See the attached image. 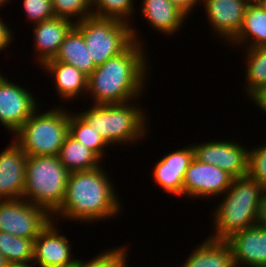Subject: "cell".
<instances>
[{
  "label": "cell",
  "mask_w": 266,
  "mask_h": 267,
  "mask_svg": "<svg viewBox=\"0 0 266 267\" xmlns=\"http://www.w3.org/2000/svg\"><path fill=\"white\" fill-rule=\"evenodd\" d=\"M247 49V50H246ZM246 93L250 99L266 88V46L245 48Z\"/></svg>",
  "instance_id": "cb8c5ba5"
},
{
  "label": "cell",
  "mask_w": 266,
  "mask_h": 267,
  "mask_svg": "<svg viewBox=\"0 0 266 267\" xmlns=\"http://www.w3.org/2000/svg\"><path fill=\"white\" fill-rule=\"evenodd\" d=\"M242 43L245 48L266 46V9L262 3L254 1L248 3L240 31L229 45L236 46Z\"/></svg>",
  "instance_id": "ffe728a7"
},
{
  "label": "cell",
  "mask_w": 266,
  "mask_h": 267,
  "mask_svg": "<svg viewBox=\"0 0 266 267\" xmlns=\"http://www.w3.org/2000/svg\"><path fill=\"white\" fill-rule=\"evenodd\" d=\"M264 189L248 175L234 178L212 215L215 227L210 238L226 241L233 234L256 226Z\"/></svg>",
  "instance_id": "3957f363"
},
{
  "label": "cell",
  "mask_w": 266,
  "mask_h": 267,
  "mask_svg": "<svg viewBox=\"0 0 266 267\" xmlns=\"http://www.w3.org/2000/svg\"><path fill=\"white\" fill-rule=\"evenodd\" d=\"M141 7L142 16L154 30L173 35L183 27V22L188 18L169 0H143ZM182 26V27H181Z\"/></svg>",
  "instance_id": "ac0fdd59"
},
{
  "label": "cell",
  "mask_w": 266,
  "mask_h": 267,
  "mask_svg": "<svg viewBox=\"0 0 266 267\" xmlns=\"http://www.w3.org/2000/svg\"><path fill=\"white\" fill-rule=\"evenodd\" d=\"M249 267H266V265L249 266Z\"/></svg>",
  "instance_id": "ab89813d"
},
{
  "label": "cell",
  "mask_w": 266,
  "mask_h": 267,
  "mask_svg": "<svg viewBox=\"0 0 266 267\" xmlns=\"http://www.w3.org/2000/svg\"><path fill=\"white\" fill-rule=\"evenodd\" d=\"M42 67L54 77L53 83L55 82V89L60 99L70 101L83 92L87 93L88 77L76 67L54 59L47 61Z\"/></svg>",
  "instance_id": "d6986e66"
},
{
  "label": "cell",
  "mask_w": 266,
  "mask_h": 267,
  "mask_svg": "<svg viewBox=\"0 0 266 267\" xmlns=\"http://www.w3.org/2000/svg\"><path fill=\"white\" fill-rule=\"evenodd\" d=\"M142 45V46H141ZM144 45L134 41L124 52L98 65L88 77L87 93L96 105L139 100L149 64ZM90 93V94H89Z\"/></svg>",
  "instance_id": "6da1fadb"
},
{
  "label": "cell",
  "mask_w": 266,
  "mask_h": 267,
  "mask_svg": "<svg viewBox=\"0 0 266 267\" xmlns=\"http://www.w3.org/2000/svg\"><path fill=\"white\" fill-rule=\"evenodd\" d=\"M57 156L69 172L91 170L100 166L102 162L91 149L85 147L69 133Z\"/></svg>",
  "instance_id": "603a6c76"
},
{
  "label": "cell",
  "mask_w": 266,
  "mask_h": 267,
  "mask_svg": "<svg viewBox=\"0 0 266 267\" xmlns=\"http://www.w3.org/2000/svg\"><path fill=\"white\" fill-rule=\"evenodd\" d=\"M55 222L56 220H51L35 238L33 266L35 264L40 267L75 266L77 259H73L70 242L65 235L59 232L54 225Z\"/></svg>",
  "instance_id": "7c38bea8"
},
{
  "label": "cell",
  "mask_w": 266,
  "mask_h": 267,
  "mask_svg": "<svg viewBox=\"0 0 266 267\" xmlns=\"http://www.w3.org/2000/svg\"><path fill=\"white\" fill-rule=\"evenodd\" d=\"M251 1L261 3V2L264 1V0H251Z\"/></svg>",
  "instance_id": "60d3db41"
},
{
  "label": "cell",
  "mask_w": 266,
  "mask_h": 267,
  "mask_svg": "<svg viewBox=\"0 0 266 267\" xmlns=\"http://www.w3.org/2000/svg\"><path fill=\"white\" fill-rule=\"evenodd\" d=\"M248 176L266 187V144L249 149Z\"/></svg>",
  "instance_id": "f546056e"
},
{
  "label": "cell",
  "mask_w": 266,
  "mask_h": 267,
  "mask_svg": "<svg viewBox=\"0 0 266 267\" xmlns=\"http://www.w3.org/2000/svg\"><path fill=\"white\" fill-rule=\"evenodd\" d=\"M92 16L117 19L130 24L136 11L134 0H91Z\"/></svg>",
  "instance_id": "4316f807"
},
{
  "label": "cell",
  "mask_w": 266,
  "mask_h": 267,
  "mask_svg": "<svg viewBox=\"0 0 266 267\" xmlns=\"http://www.w3.org/2000/svg\"><path fill=\"white\" fill-rule=\"evenodd\" d=\"M55 17L70 19L75 23L92 16L91 0H52Z\"/></svg>",
  "instance_id": "f1b7e54d"
},
{
  "label": "cell",
  "mask_w": 266,
  "mask_h": 267,
  "mask_svg": "<svg viewBox=\"0 0 266 267\" xmlns=\"http://www.w3.org/2000/svg\"><path fill=\"white\" fill-rule=\"evenodd\" d=\"M130 103V104H129ZM77 113L93 127L109 145L134 144L147 136V116L143 108L130 102L96 105Z\"/></svg>",
  "instance_id": "277c9868"
},
{
  "label": "cell",
  "mask_w": 266,
  "mask_h": 267,
  "mask_svg": "<svg viewBox=\"0 0 266 267\" xmlns=\"http://www.w3.org/2000/svg\"><path fill=\"white\" fill-rule=\"evenodd\" d=\"M103 168L100 165L91 170L69 172L65 198L52 220L61 216L68 221L91 223L118 215L122 205Z\"/></svg>",
  "instance_id": "7a4b0ae2"
},
{
  "label": "cell",
  "mask_w": 266,
  "mask_h": 267,
  "mask_svg": "<svg viewBox=\"0 0 266 267\" xmlns=\"http://www.w3.org/2000/svg\"><path fill=\"white\" fill-rule=\"evenodd\" d=\"M53 59L76 67L87 77L97 67L89 55L83 35L75 27L66 35Z\"/></svg>",
  "instance_id": "7402d4cb"
},
{
  "label": "cell",
  "mask_w": 266,
  "mask_h": 267,
  "mask_svg": "<svg viewBox=\"0 0 266 267\" xmlns=\"http://www.w3.org/2000/svg\"><path fill=\"white\" fill-rule=\"evenodd\" d=\"M127 247L120 246L110 250H104L89 261L77 259L74 267H129L127 266Z\"/></svg>",
  "instance_id": "83f0119b"
},
{
  "label": "cell",
  "mask_w": 266,
  "mask_h": 267,
  "mask_svg": "<svg viewBox=\"0 0 266 267\" xmlns=\"http://www.w3.org/2000/svg\"><path fill=\"white\" fill-rule=\"evenodd\" d=\"M251 0H201L208 23L215 34L230 42L240 31L245 10Z\"/></svg>",
  "instance_id": "5bb4252c"
},
{
  "label": "cell",
  "mask_w": 266,
  "mask_h": 267,
  "mask_svg": "<svg viewBox=\"0 0 266 267\" xmlns=\"http://www.w3.org/2000/svg\"><path fill=\"white\" fill-rule=\"evenodd\" d=\"M74 26L75 21L62 17H53L34 24V52L38 53L37 62L40 67L55 57L66 35Z\"/></svg>",
  "instance_id": "e0dca14e"
},
{
  "label": "cell",
  "mask_w": 266,
  "mask_h": 267,
  "mask_svg": "<svg viewBox=\"0 0 266 267\" xmlns=\"http://www.w3.org/2000/svg\"><path fill=\"white\" fill-rule=\"evenodd\" d=\"M235 267L266 265V227L256 225L228 238Z\"/></svg>",
  "instance_id": "2e32d148"
},
{
  "label": "cell",
  "mask_w": 266,
  "mask_h": 267,
  "mask_svg": "<svg viewBox=\"0 0 266 267\" xmlns=\"http://www.w3.org/2000/svg\"><path fill=\"white\" fill-rule=\"evenodd\" d=\"M24 12L33 24L55 17L52 0H23Z\"/></svg>",
  "instance_id": "4dcf8cb0"
},
{
  "label": "cell",
  "mask_w": 266,
  "mask_h": 267,
  "mask_svg": "<svg viewBox=\"0 0 266 267\" xmlns=\"http://www.w3.org/2000/svg\"><path fill=\"white\" fill-rule=\"evenodd\" d=\"M51 220L45 209L25 199L0 200V231L35 239Z\"/></svg>",
  "instance_id": "ba28073f"
},
{
  "label": "cell",
  "mask_w": 266,
  "mask_h": 267,
  "mask_svg": "<svg viewBox=\"0 0 266 267\" xmlns=\"http://www.w3.org/2000/svg\"><path fill=\"white\" fill-rule=\"evenodd\" d=\"M193 159L192 144L166 154L153 168L154 182L169 194L183 196L184 176Z\"/></svg>",
  "instance_id": "9a60e30c"
},
{
  "label": "cell",
  "mask_w": 266,
  "mask_h": 267,
  "mask_svg": "<svg viewBox=\"0 0 266 267\" xmlns=\"http://www.w3.org/2000/svg\"><path fill=\"white\" fill-rule=\"evenodd\" d=\"M254 105H258L263 114H266V88L261 90L256 96L251 99ZM265 112V113H264Z\"/></svg>",
  "instance_id": "e575fe53"
},
{
  "label": "cell",
  "mask_w": 266,
  "mask_h": 267,
  "mask_svg": "<svg viewBox=\"0 0 266 267\" xmlns=\"http://www.w3.org/2000/svg\"><path fill=\"white\" fill-rule=\"evenodd\" d=\"M133 24L90 16L75 23L96 66L124 52L134 41L143 43ZM141 40V41H140Z\"/></svg>",
  "instance_id": "52a82bcc"
},
{
  "label": "cell",
  "mask_w": 266,
  "mask_h": 267,
  "mask_svg": "<svg viewBox=\"0 0 266 267\" xmlns=\"http://www.w3.org/2000/svg\"><path fill=\"white\" fill-rule=\"evenodd\" d=\"M10 263L7 259L0 253V267H8Z\"/></svg>",
  "instance_id": "d590c367"
},
{
  "label": "cell",
  "mask_w": 266,
  "mask_h": 267,
  "mask_svg": "<svg viewBox=\"0 0 266 267\" xmlns=\"http://www.w3.org/2000/svg\"><path fill=\"white\" fill-rule=\"evenodd\" d=\"M12 141L0 152V200L23 199L27 155Z\"/></svg>",
  "instance_id": "4fadbf2b"
},
{
  "label": "cell",
  "mask_w": 266,
  "mask_h": 267,
  "mask_svg": "<svg viewBox=\"0 0 266 267\" xmlns=\"http://www.w3.org/2000/svg\"><path fill=\"white\" fill-rule=\"evenodd\" d=\"M9 1L10 0H0V7L2 8V6H4V4L6 5V3H9Z\"/></svg>",
  "instance_id": "74e56055"
},
{
  "label": "cell",
  "mask_w": 266,
  "mask_h": 267,
  "mask_svg": "<svg viewBox=\"0 0 266 267\" xmlns=\"http://www.w3.org/2000/svg\"><path fill=\"white\" fill-rule=\"evenodd\" d=\"M5 77L0 74V123L14 135L40 107L28 89Z\"/></svg>",
  "instance_id": "30bf717a"
},
{
  "label": "cell",
  "mask_w": 266,
  "mask_h": 267,
  "mask_svg": "<svg viewBox=\"0 0 266 267\" xmlns=\"http://www.w3.org/2000/svg\"><path fill=\"white\" fill-rule=\"evenodd\" d=\"M38 110L13 135L12 140L27 156H57L69 132V112L60 107L44 113Z\"/></svg>",
  "instance_id": "8992f818"
},
{
  "label": "cell",
  "mask_w": 266,
  "mask_h": 267,
  "mask_svg": "<svg viewBox=\"0 0 266 267\" xmlns=\"http://www.w3.org/2000/svg\"><path fill=\"white\" fill-rule=\"evenodd\" d=\"M234 177L228 172L211 164L198 161L195 157L186 170L183 180V197H218L230 187ZM209 197V198H208Z\"/></svg>",
  "instance_id": "8fae6325"
},
{
  "label": "cell",
  "mask_w": 266,
  "mask_h": 267,
  "mask_svg": "<svg viewBox=\"0 0 266 267\" xmlns=\"http://www.w3.org/2000/svg\"><path fill=\"white\" fill-rule=\"evenodd\" d=\"M73 138L91 149L101 160L105 156L104 148L109 144L93 127L88 125L78 114L69 113V132Z\"/></svg>",
  "instance_id": "484cf974"
},
{
  "label": "cell",
  "mask_w": 266,
  "mask_h": 267,
  "mask_svg": "<svg viewBox=\"0 0 266 267\" xmlns=\"http://www.w3.org/2000/svg\"><path fill=\"white\" fill-rule=\"evenodd\" d=\"M68 176L58 156H27L23 199L52 216L63 203Z\"/></svg>",
  "instance_id": "5b68a950"
},
{
  "label": "cell",
  "mask_w": 266,
  "mask_h": 267,
  "mask_svg": "<svg viewBox=\"0 0 266 267\" xmlns=\"http://www.w3.org/2000/svg\"><path fill=\"white\" fill-rule=\"evenodd\" d=\"M32 263L29 264H10L8 267H32Z\"/></svg>",
  "instance_id": "8d00e7d4"
},
{
  "label": "cell",
  "mask_w": 266,
  "mask_h": 267,
  "mask_svg": "<svg viewBox=\"0 0 266 267\" xmlns=\"http://www.w3.org/2000/svg\"><path fill=\"white\" fill-rule=\"evenodd\" d=\"M169 1L172 4H174L187 17L189 12H192L194 10V6L199 5V3L201 2V0H169Z\"/></svg>",
  "instance_id": "d6a6232c"
},
{
  "label": "cell",
  "mask_w": 266,
  "mask_h": 267,
  "mask_svg": "<svg viewBox=\"0 0 266 267\" xmlns=\"http://www.w3.org/2000/svg\"><path fill=\"white\" fill-rule=\"evenodd\" d=\"M261 3L264 6V8L266 9V0L262 1Z\"/></svg>",
  "instance_id": "f35d334b"
},
{
  "label": "cell",
  "mask_w": 266,
  "mask_h": 267,
  "mask_svg": "<svg viewBox=\"0 0 266 267\" xmlns=\"http://www.w3.org/2000/svg\"><path fill=\"white\" fill-rule=\"evenodd\" d=\"M35 239L14 236L0 231V253L10 264L33 262Z\"/></svg>",
  "instance_id": "d4e9b609"
},
{
  "label": "cell",
  "mask_w": 266,
  "mask_h": 267,
  "mask_svg": "<svg viewBox=\"0 0 266 267\" xmlns=\"http://www.w3.org/2000/svg\"><path fill=\"white\" fill-rule=\"evenodd\" d=\"M257 224L266 227V187L263 191V194L260 200V205H259V210H258V215H257Z\"/></svg>",
  "instance_id": "836d02e7"
},
{
  "label": "cell",
  "mask_w": 266,
  "mask_h": 267,
  "mask_svg": "<svg viewBox=\"0 0 266 267\" xmlns=\"http://www.w3.org/2000/svg\"><path fill=\"white\" fill-rule=\"evenodd\" d=\"M194 157L203 163L214 165L234 178L248 175L249 150L247 146L232 140L197 143L192 145Z\"/></svg>",
  "instance_id": "9c48e42d"
},
{
  "label": "cell",
  "mask_w": 266,
  "mask_h": 267,
  "mask_svg": "<svg viewBox=\"0 0 266 267\" xmlns=\"http://www.w3.org/2000/svg\"><path fill=\"white\" fill-rule=\"evenodd\" d=\"M7 26L5 21L0 18V52L9 48L10 43L14 38L12 30Z\"/></svg>",
  "instance_id": "1f68e13d"
},
{
  "label": "cell",
  "mask_w": 266,
  "mask_h": 267,
  "mask_svg": "<svg viewBox=\"0 0 266 267\" xmlns=\"http://www.w3.org/2000/svg\"><path fill=\"white\" fill-rule=\"evenodd\" d=\"M181 267H235L227 241L210 238L202 241Z\"/></svg>",
  "instance_id": "44dd1931"
}]
</instances>
